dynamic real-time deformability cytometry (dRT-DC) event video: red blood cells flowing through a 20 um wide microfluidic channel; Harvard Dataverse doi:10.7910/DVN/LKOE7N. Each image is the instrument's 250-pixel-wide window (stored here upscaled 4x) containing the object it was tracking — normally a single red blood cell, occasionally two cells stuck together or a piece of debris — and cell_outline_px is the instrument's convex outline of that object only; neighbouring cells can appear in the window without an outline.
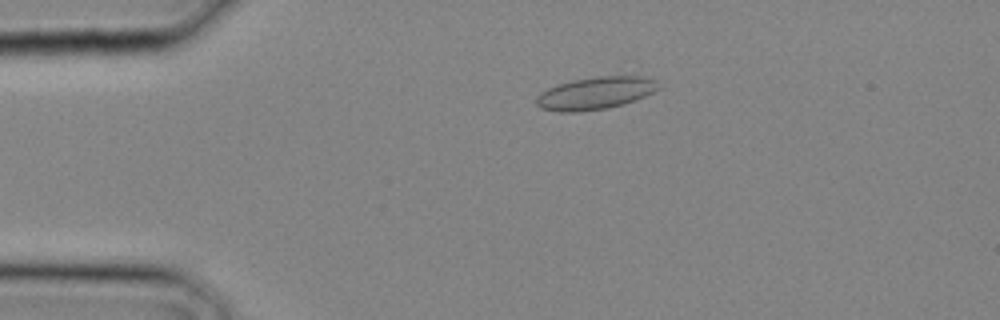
{"species": "common noctule bat (a hibernating species)", "species_latin": "Nyctalus noctula", "temperature_condition": "cold", "stored_images_in_passage": 7, "camera_frame_rate_fps": 3000, "um_per_image_px": 0.085, "animal": {"sex": "male", "body_mass_g": 20.4}, "frame": {"image": 1, "passage_image": 2, "time_ms": 0.333, "image_size_px": [1000, 320], "cell_outline_px": [[660, 88], [644, 96], [624, 104], [608, 108], [576, 112], [560, 112], [540, 108], [536, 104], [536, 96], [540, 92], [556, 84], [572, 80], [596, 76], [640, 76], [652, 80]], "centroid_in_image_um": [50.53, 7.92], "position_along_channel_um": 34.5, "area_um2": 23.0}}
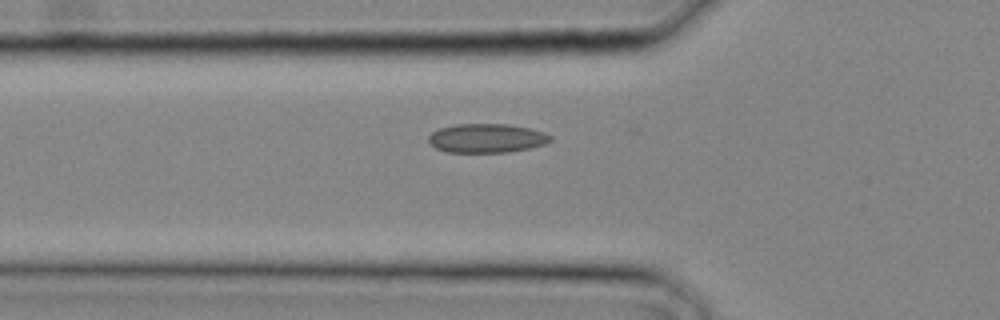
{"frame": {"image": 2, "passage_image": 6, "time_ms": 1.667, "image_size_px": [1000, 320], "cell_outline_px": [[552, 140], [544, 144], [528, 148], [508, 152], [448, 152], [436, 148], [428, 140], [428, 136], [432, 132], [440, 128], [456, 124], [508, 124], [528, 128], [544, 132], [552, 136]], "centroid_in_image_um": [41.37, 11.74], "position_along_channel_um": 84.4, "area_um2": 20.46}}